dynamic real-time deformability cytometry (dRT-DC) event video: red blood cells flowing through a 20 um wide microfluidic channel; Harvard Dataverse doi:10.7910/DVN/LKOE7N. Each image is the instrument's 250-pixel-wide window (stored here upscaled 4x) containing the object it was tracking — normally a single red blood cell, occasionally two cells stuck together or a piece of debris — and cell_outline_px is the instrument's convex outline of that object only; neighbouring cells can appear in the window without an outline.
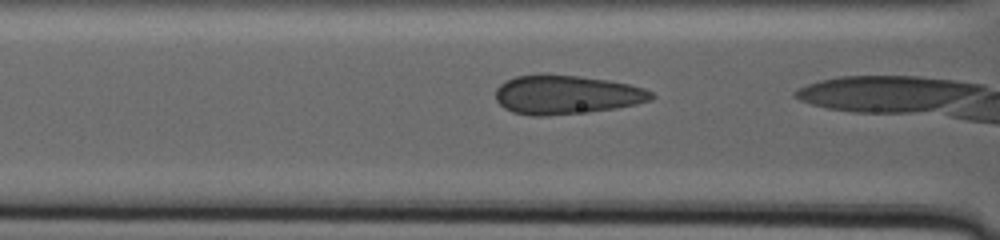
{"species": "human", "species_latin": "Homo sapiens", "temperature_condition": "warm", "stored_images_in_passage": 25, "camera_frame_rate_fps": 3000, "um_per_image_px": 0.085, "donor": {"sex": "male"}, "frame": {"image": 1, "passage_image": 22, "time_ms": 11.0, "image_size_px": [1000, 240], "cell_outline_px": [[656, 96], [652, 100], [636, 104], [616, 108], [588, 112], [548, 116], [532, 116], [512, 112], [504, 108], [496, 100], [496, 88], [500, 84], [516, 76], [580, 76], [608, 80], [628, 84], [644, 88], [652, 92]], "centroid_in_image_um": [48.17, 8.08], "position_along_channel_um": 118.4, "area_um2": 35.03}}